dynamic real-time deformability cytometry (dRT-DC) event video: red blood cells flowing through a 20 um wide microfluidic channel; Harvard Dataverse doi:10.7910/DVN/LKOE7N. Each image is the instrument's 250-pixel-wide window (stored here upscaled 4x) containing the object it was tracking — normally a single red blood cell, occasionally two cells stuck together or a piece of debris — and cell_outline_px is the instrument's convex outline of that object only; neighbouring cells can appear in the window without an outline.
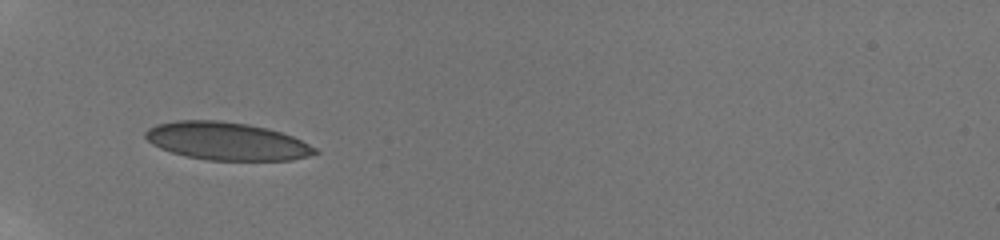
{"species": "human", "species_latin": "Homo sapiens", "temperature_condition": "room temperature", "stored_images_in_passage": 40, "camera_frame_rate_fps": 3000, "um_per_image_px": 0.085, "donor": {"sex": "male"}, "frame": {"image": 1, "passage_image": 1, "time_ms": 0.0, "image_size_px": [1000, 240], "cell_outline_px": [[320, 152], [308, 156], [292, 160], [208, 160], [184, 156], [160, 148], [152, 144], [144, 136], [144, 132], [148, 128], [156, 124], [176, 120], [220, 120], [248, 124], [268, 128], [292, 136], [316, 148]], "centroid_in_image_um": [19.24, 11.99], "position_along_channel_um": 65.8, "area_um2": 37.45}}
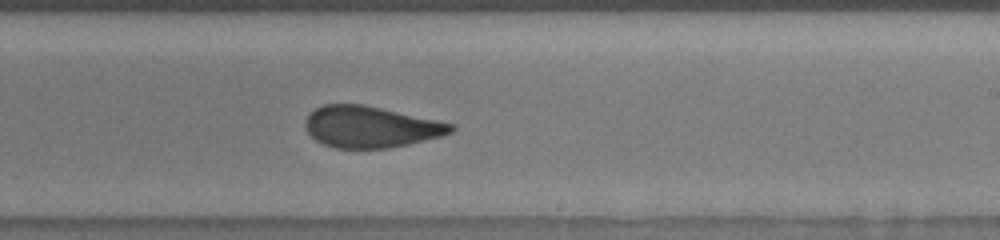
{"frame": {"image": 2, "passage_image": 27, "time_ms": 5.333, "image_size_px": [1000, 240], "cell_outline_px": [[456, 128], [452, 132], [444, 136], [408, 144], [388, 148], [336, 148], [324, 144], [316, 140], [308, 132], [304, 124], [304, 120], [308, 112], [324, 104], [364, 104], [456, 124]], "centroid_in_image_um": [31.52, 10.77], "position_along_channel_um": 257.5, "area_um2": 35.37}}
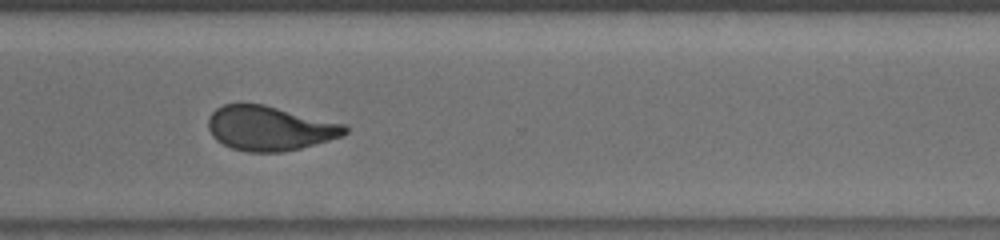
{"frame": {"image": 3, "passage_image": 39, "time_ms": 7.667, "image_size_px": [1000, 240], "cell_outline_px": [[348, 132], [344, 136], [300, 148], [280, 152], [248, 152], [232, 148], [216, 140], [212, 136], [208, 128], [208, 116], [216, 108], [224, 104], [264, 104], [344, 124], [348, 128]], "centroid_in_image_um": [22.91, 10.9], "position_along_channel_um": 347.7, "area_um2": 35.43}}